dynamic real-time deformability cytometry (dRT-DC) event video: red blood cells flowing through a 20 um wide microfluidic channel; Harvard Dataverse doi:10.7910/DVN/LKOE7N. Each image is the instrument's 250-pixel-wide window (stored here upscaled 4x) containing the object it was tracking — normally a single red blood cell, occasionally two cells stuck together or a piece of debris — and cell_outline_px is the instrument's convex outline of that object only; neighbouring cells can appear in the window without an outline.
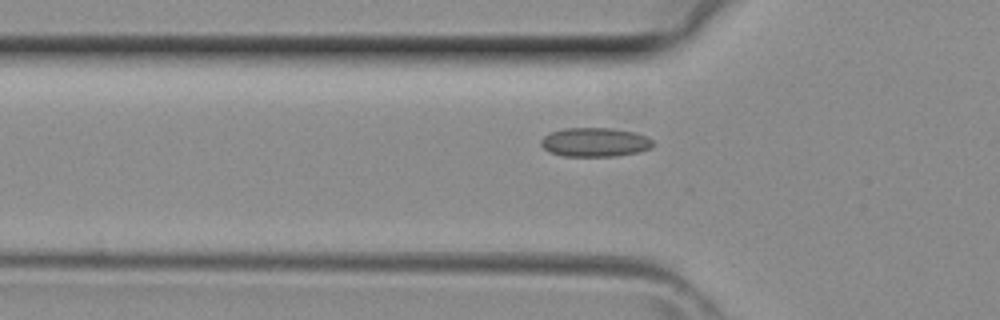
{"species": "common noctule bat (a hibernating species)", "species_latin": "Nyctalus noctula", "temperature_condition": "room temperature", "stored_images_in_passage": 27, "camera_frame_rate_fps": 3000, "um_per_image_px": 0.085, "animal": {"sex": "female", "body_mass_g": 29.2, "forearm_length_mm": 56.3}, "frame": {"image": 1, "passage_image": 4, "time_ms": 1.0, "image_size_px": [1000, 320], "cell_outline_px": [[652, 148], [636, 152], [616, 156], [564, 156], [548, 152], [540, 144], [540, 140], [548, 132], [564, 128], [612, 128], [636, 132], [648, 136], [652, 140]], "centroid_in_image_um": [50.54, 12.08], "position_along_channel_um": 75.3, "area_um2": 19.13}}
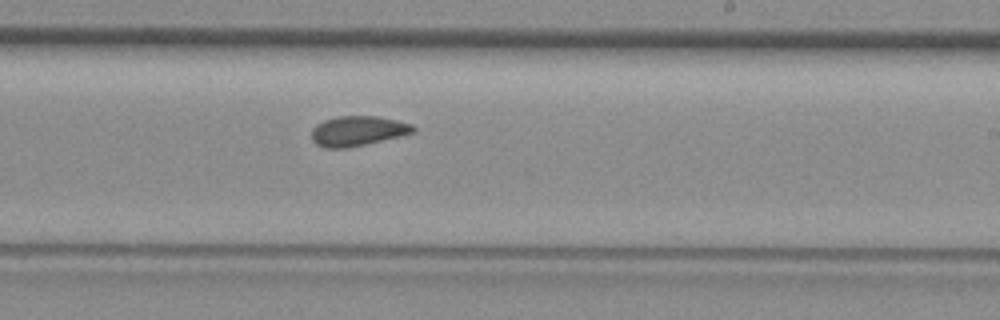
{"frame": {"image": 2, "passage_image": 15, "time_ms": 4.667, "image_size_px": [1000, 320], "cell_outline_px": [[416, 132], [348, 148], [324, 148], [316, 144], [312, 140], [312, 128], [316, 124], [324, 120], [336, 116], [376, 116], [396, 120], [412, 124], [416, 128]], "centroid_in_image_um": [30.39, 11.13], "position_along_channel_um": 258.6, "area_um2": 17.74}}
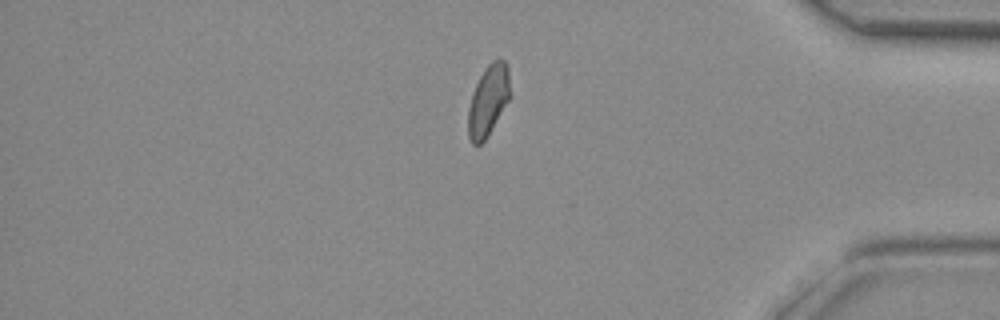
{"frame": {"image": 3, "passage_image": 25, "time_ms": 8.0, "image_size_px": [1000, 320], "cell_outline_px": [[508, 100], [484, 140], [480, 144], [472, 144], [468, 136], [468, 108], [472, 92], [484, 68], [492, 60], [504, 60], [508, 64]], "centroid_in_image_um": [41.45, 8.52], "position_along_channel_um": 393.7, "area_um2": 16.76}}